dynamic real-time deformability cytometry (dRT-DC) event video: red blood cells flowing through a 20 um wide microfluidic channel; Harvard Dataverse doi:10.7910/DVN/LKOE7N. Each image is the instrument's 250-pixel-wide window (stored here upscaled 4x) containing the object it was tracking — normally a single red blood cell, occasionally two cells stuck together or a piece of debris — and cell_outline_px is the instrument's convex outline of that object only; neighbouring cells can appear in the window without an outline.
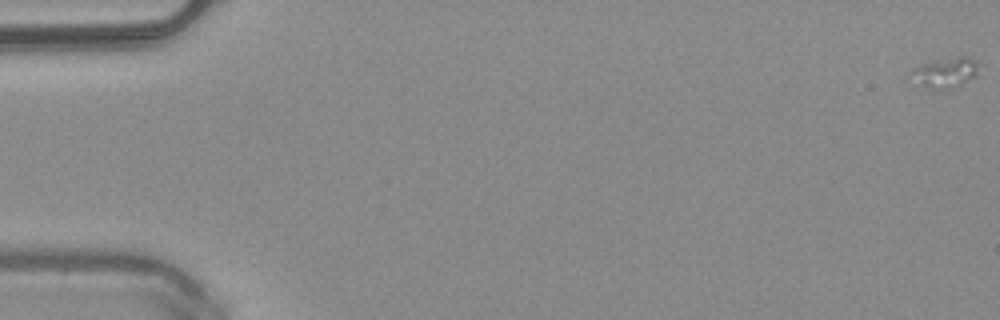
{"species": "common noctule bat (a hibernating species)", "species_latin": "Nyctalus noctula", "temperature_condition": "warm", "stored_images_in_passage": 52, "camera_frame_rate_fps": 3000, "um_per_image_px": 0.085, "animal": {"sex": "male", "body_mass_g": 20.4}, "frame": {"image": 1, "passage_image": 1, "time_ms": 0.0, "image_size_px": [1000, 320], "cell_outline_px": [[980, 76], [952, 88], [924, 88], [908, 72], [912, 68], [920, 64], [960, 56], [964, 56], [972, 60], [976, 64]], "centroid_in_image_um": [80.36, 6.18], "position_along_channel_um": 4.6, "area_um2": 11.68}}
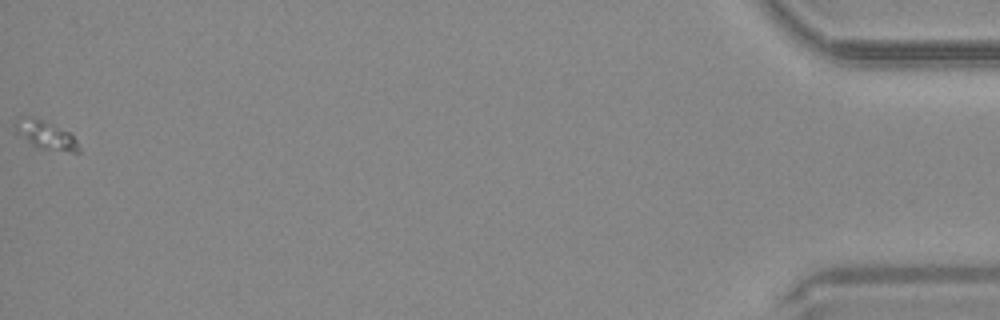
{"frame": {"image": 2, "passage_image": 52, "time_ms": 17.0, "image_size_px": [1000, 320], "cell_outline_px": [[80, 152], [72, 152], [36, 148], [28, 144], [16, 128], [16, 124], [20, 116], [44, 120], [68, 132], [76, 140], [80, 148]], "centroid_in_image_um": [3.92, 11.51], "position_along_channel_um": 431.3, "area_um2": 10.23}}